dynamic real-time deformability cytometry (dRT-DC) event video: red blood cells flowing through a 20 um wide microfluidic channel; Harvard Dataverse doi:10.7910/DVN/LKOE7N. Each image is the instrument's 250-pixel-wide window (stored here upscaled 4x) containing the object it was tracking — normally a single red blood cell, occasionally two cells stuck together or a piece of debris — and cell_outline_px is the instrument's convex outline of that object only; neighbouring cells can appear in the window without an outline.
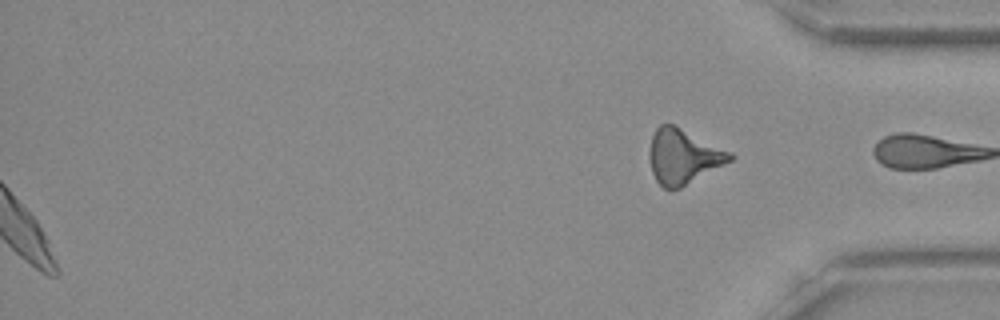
{"species": "Egyptian fruit bat (a non-hibernating species)", "species_latin": "Rousettus aegyptiacus", "temperature_condition": "room temperature", "stored_images_in_passage": 50, "segment_of_instrument_passage": [2, 2], "camera_frame_rate_fps": 3000, "um_per_image_px": 0.085, "frame": {"image": 1, "passage_image": 50, "time_ms": 16.333, "image_size_px": [1000, 320], "cell_outline_px": [[736, 156], [732, 160], [680, 188], [664, 188], [656, 180], [652, 172], [648, 156], [648, 152], [652, 136], [656, 128], [660, 124], [672, 124], [732, 152]], "centroid_in_image_um": [58.06, 13.29], "position_along_channel_um": 377.1, "area_um2": 25.49}}